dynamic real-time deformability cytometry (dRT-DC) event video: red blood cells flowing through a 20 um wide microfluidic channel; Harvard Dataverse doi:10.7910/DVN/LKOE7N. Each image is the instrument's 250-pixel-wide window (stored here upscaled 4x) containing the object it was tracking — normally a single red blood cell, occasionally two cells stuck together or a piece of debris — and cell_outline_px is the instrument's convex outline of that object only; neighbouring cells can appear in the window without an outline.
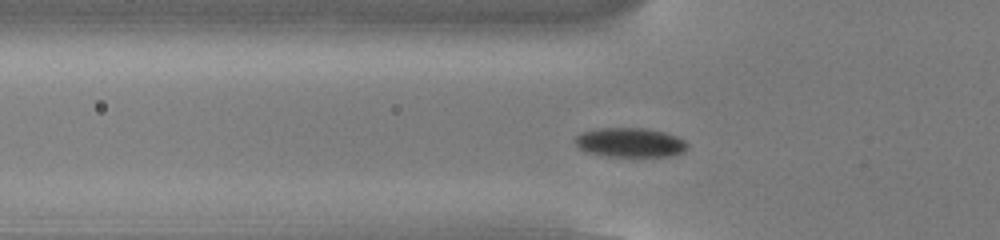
{"species": "common noctule bat (a hibernating species)", "species_latin": "Nyctalus noctula", "temperature_condition": "cold", "stored_images_in_passage": 48, "camera_frame_rate_fps": 3000, "um_per_image_px": 0.085, "animal": {"sex": "male", "body_mass_g": 13.0, "forearm_length_mm": 53.1}, "frame": {"image": 1, "passage_image": 12, "time_ms": 3.667, "image_size_px": [1000, 240], "cell_outline_px": [[688, 148], [684, 152], [672, 156], [608, 156], [584, 152], [576, 144], [576, 136], [580, 132], [596, 128], [644, 128], [664, 132], [676, 136], [684, 140], [688, 144]], "centroid_in_image_um": [53.56, 12.11], "position_along_channel_um": 72.2, "area_um2": 19.31}}
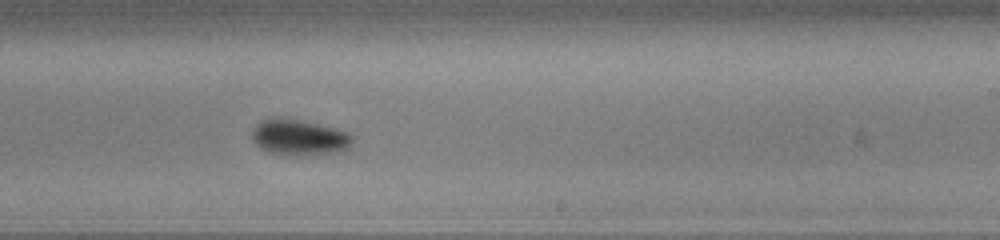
{"frame": {"image": 2, "passage_image": 27, "time_ms": 8.667, "image_size_px": [1000, 240], "cell_outline_px": [[352, 140], [344, 148], [336, 152], [268, 152], [260, 148], [252, 140], [252, 132], [256, 124], [260, 120], [300, 120], [336, 128], [348, 132], [352, 136]], "centroid_in_image_um": [25.39, 11.63], "position_along_channel_um": 263.6, "area_um2": 19.36}}
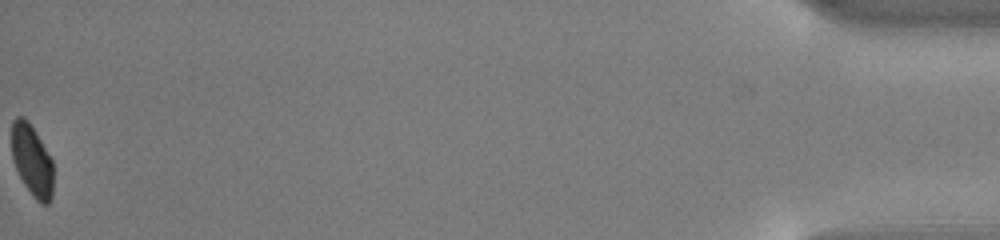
{"frame": {"image": 3, "passage_image": 48, "time_ms": 15.667, "image_size_px": [1000, 240], "cell_outline_px": [[52, 196], [48, 204], [40, 204], [32, 196], [24, 184], [12, 160], [12, 120], [16, 116], [24, 116], [28, 120], [36, 132], [52, 160]], "centroid_in_image_um": [2.7, 13.62], "position_along_channel_um": 432.5, "area_um2": 17.34}, "authors_computed_cell_mechanics": {"area_um2": 19.3341, "velocity_mm_per_s": 3.8388, "shape_relaxation_time_tau1_ms": 1.8516, "shape_relaxation_time_tau2_ms": null, "deformation_change_tau1": 0.0858, "deformation_change_tau2": null}}